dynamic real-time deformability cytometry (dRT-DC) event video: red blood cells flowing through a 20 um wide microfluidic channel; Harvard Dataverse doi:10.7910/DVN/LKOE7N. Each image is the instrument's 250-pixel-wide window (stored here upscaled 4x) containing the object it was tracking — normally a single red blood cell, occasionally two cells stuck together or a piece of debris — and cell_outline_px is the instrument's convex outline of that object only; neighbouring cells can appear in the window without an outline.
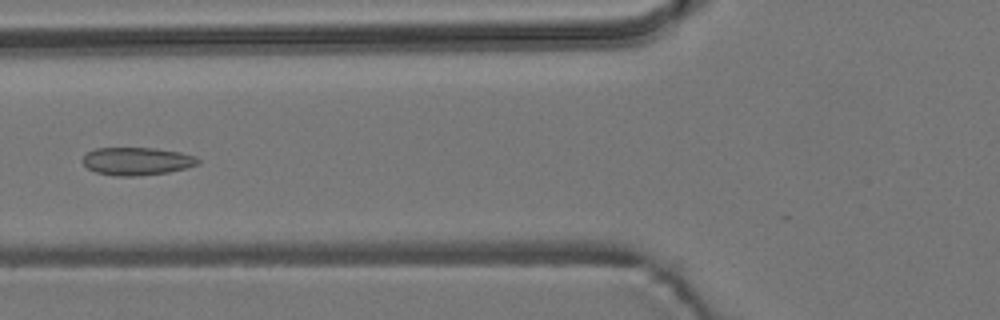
{"species": "common noctule bat (a hibernating species)", "species_latin": "Nyctalus noctula", "temperature_condition": "room temperature", "stored_images_in_passage": 9, "camera_frame_rate_fps": 3000, "um_per_image_px": 0.085, "animal": {"sex": "male", "body_mass_g": 19.2, "forearm_length_mm": 51.8}, "frame": {"image": 1, "passage_image": 6, "time_ms": 6.667, "image_size_px": [1000, 320], "cell_outline_px": [[200, 164], [168, 172], [140, 176], [116, 176], [96, 172], [88, 168], [80, 160], [88, 152], [96, 148], [156, 148], [180, 152], [196, 156], [200, 160]], "centroid_in_image_um": [11.64, 13.7], "position_along_channel_um": 114.2, "area_um2": 18.79}}
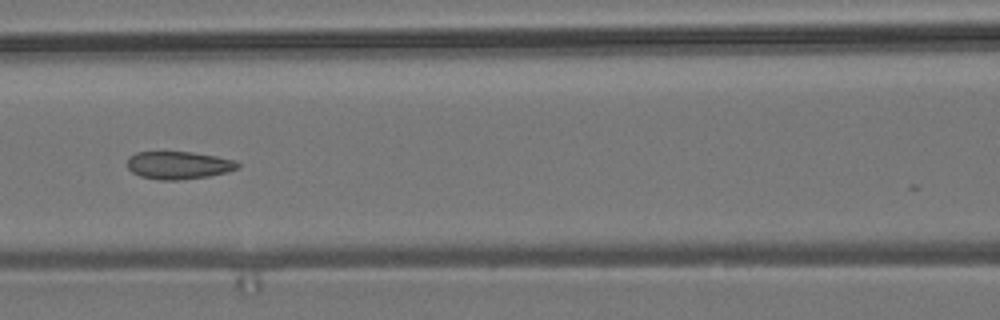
{"frame": {"image": 2, "passage_image": 7, "time_ms": 7.667, "image_size_px": [1000, 320], "cell_outline_px": [[240, 168], [208, 176], [176, 180], [160, 180], [140, 176], [132, 172], [128, 168], [128, 156], [136, 152], [192, 152], [216, 156], [236, 160], [240, 164]], "centroid_in_image_um": [15.18, 14.03], "position_along_channel_um": 151.4, "area_um2": 17.8}}
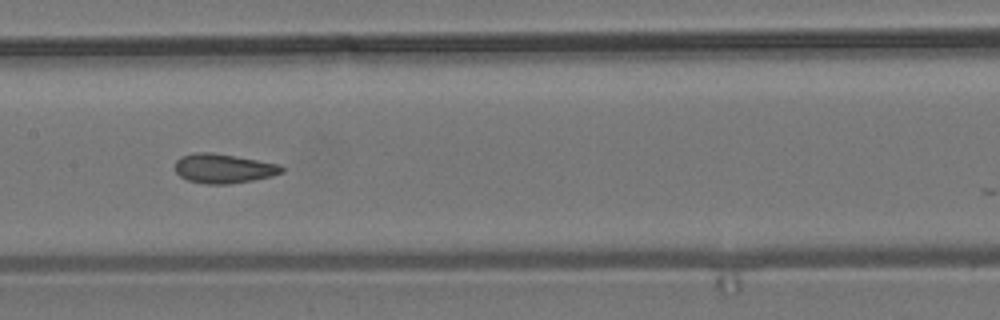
{"frame": {"image": 3, "passage_image": 8, "time_ms": 8.667, "image_size_px": [1000, 320], "cell_outline_px": [[284, 172], [272, 176], [252, 180], [228, 184], [204, 184], [188, 180], [180, 176], [176, 172], [176, 160], [180, 156], [196, 152], [212, 152], [236, 156], [280, 164], [284, 168]], "centroid_in_image_um": [19.01, 14.31], "position_along_channel_um": 188.4, "area_um2": 18.32}}